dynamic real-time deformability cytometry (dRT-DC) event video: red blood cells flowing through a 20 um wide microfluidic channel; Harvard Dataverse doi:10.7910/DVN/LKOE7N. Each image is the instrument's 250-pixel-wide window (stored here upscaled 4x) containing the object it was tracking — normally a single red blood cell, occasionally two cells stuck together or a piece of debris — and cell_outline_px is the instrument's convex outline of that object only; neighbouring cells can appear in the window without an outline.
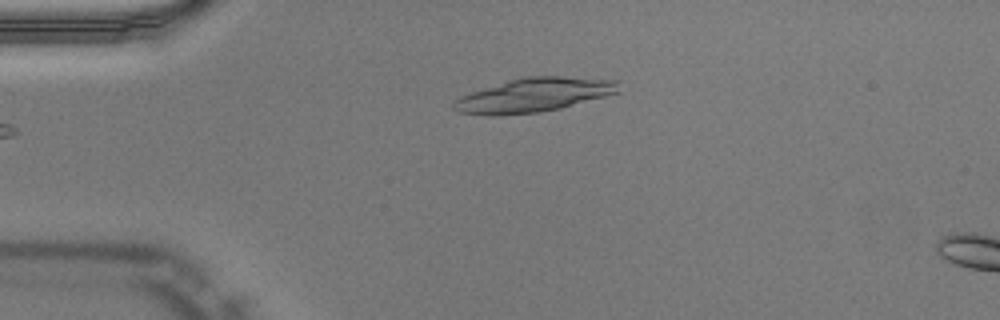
{"species": "Egyptian fruit bat (a non-hibernating species)", "species_latin": "Rousettus aegyptiacus", "temperature_condition": "warm", "stored_images_in_passage": 34, "camera_frame_rate_fps": 3000, "um_per_image_px": 0.085, "animal": {"sex": "male"}, "frame": {"image": 1, "passage_image": 1, "time_ms": 0.0, "image_size_px": [1000, 320], "cell_outline_px": [[620, 92], [560, 108], [540, 112], [500, 116], [488, 116], [460, 112], [452, 108], [452, 100], [460, 96], [472, 92], [512, 80], [528, 76], [560, 76], [620, 80]], "centroid_in_image_um": [45.4, 8.09], "position_along_channel_um": 39.6, "area_um2": 32.6}}